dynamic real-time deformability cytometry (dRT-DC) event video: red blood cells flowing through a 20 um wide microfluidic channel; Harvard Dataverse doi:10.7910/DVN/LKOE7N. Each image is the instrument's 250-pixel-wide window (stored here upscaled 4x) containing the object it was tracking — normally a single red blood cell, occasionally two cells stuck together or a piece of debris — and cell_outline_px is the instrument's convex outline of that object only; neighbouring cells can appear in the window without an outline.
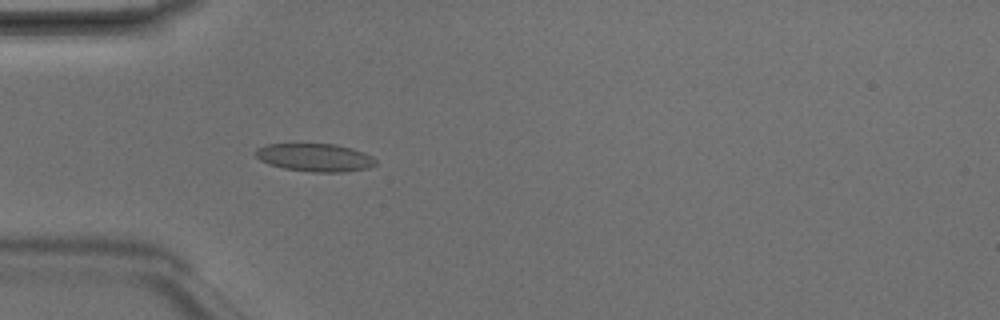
{"species": "Egyptian fruit bat (a non-hibernating species)", "species_latin": "Rousettus aegyptiacus", "temperature_condition": "room temperature", "stored_images_in_passage": 2, "camera_frame_rate_fps": 3000, "um_per_image_px": 0.085, "animal": {"sex": "male"}, "frame": {"image": 1, "passage_image": 2, "time_ms": 0.333, "image_size_px": [1000, 320], "cell_outline_px": [[376, 164], [368, 168], [344, 172], [312, 172], [284, 168], [268, 164], [260, 160], [256, 156], [256, 148], [268, 144], [336, 144], [352, 148], [372, 156], [376, 160]], "centroid_in_image_um": [26.77, 13.39], "position_along_channel_um": 58.2, "area_um2": 19.54}}